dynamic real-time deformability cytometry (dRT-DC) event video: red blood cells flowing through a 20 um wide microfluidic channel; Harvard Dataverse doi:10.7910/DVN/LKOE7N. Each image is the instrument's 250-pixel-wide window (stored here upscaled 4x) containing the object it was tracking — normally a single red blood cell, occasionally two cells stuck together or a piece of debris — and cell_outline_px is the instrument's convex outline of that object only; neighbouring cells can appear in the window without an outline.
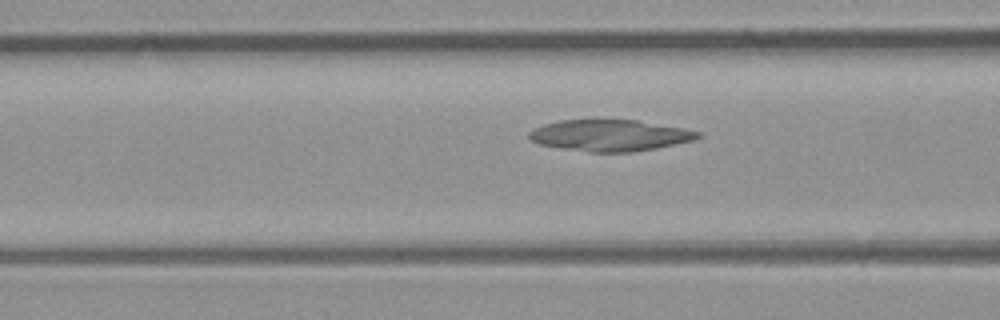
{"species": "common noctule bat (a hibernating species)", "species_latin": "Nyctalus noctula", "temperature_condition": "room temperature", "stored_images_in_passage": 49, "camera_frame_rate_fps": 3000, "um_per_image_px": 0.085, "animal": {"sex": "male", "body_mass_g": 23.1, "forearm_length_mm": 52.7}, "frame": {"image": 1, "passage_image": 20, "time_ms": 6.333, "image_size_px": [1000, 320], "cell_outline_px": [[700, 136], [692, 140], [656, 148], [632, 152], [588, 152], [560, 148], [540, 144], [532, 140], [528, 136], [528, 132], [532, 128], [544, 124], [560, 120], [636, 120], [684, 128], [700, 132]], "centroid_in_image_um": [51.8, 11.51], "position_along_channel_um": 114.8, "area_um2": 30.69}}
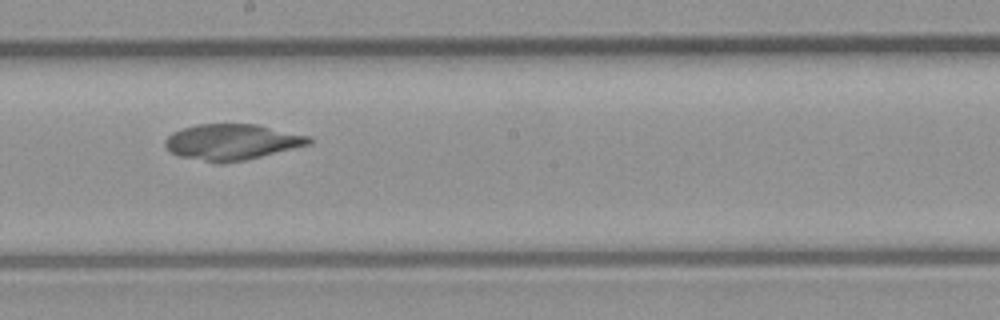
{"frame": {"image": 2, "passage_image": 28, "time_ms": 9.0, "image_size_px": [1000, 320], "cell_outline_px": [[312, 144], [244, 160], [220, 164], [216, 164], [180, 156], [172, 152], [164, 144], [164, 140], [172, 132], [196, 124], [256, 124], [308, 136], [312, 140]], "centroid_in_image_um": [19.69, 12.07], "position_along_channel_um": 228.5, "area_um2": 29.94}}
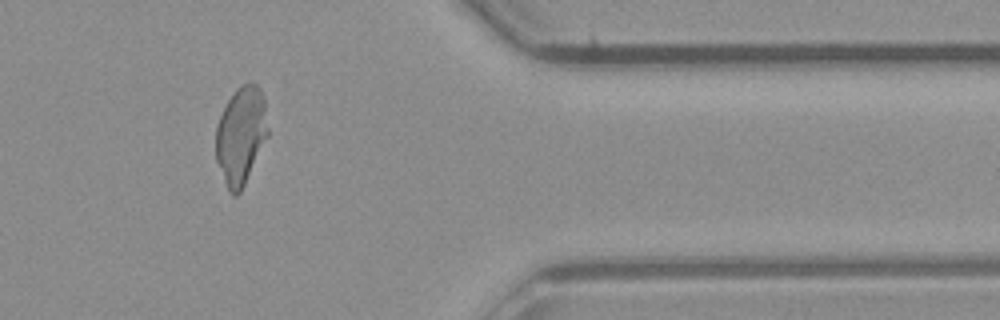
{"frame": {"image": 3, "passage_image": 41, "time_ms": 13.333, "image_size_px": [1000, 320], "cell_outline_px": [[268, 136], [240, 192], [236, 196], [232, 196], [228, 192], [216, 160], [216, 128], [220, 116], [228, 100], [236, 88], [240, 84], [256, 84], [260, 88], [264, 100], [268, 128]], "centroid_in_image_um": [20.47, 11.53], "position_along_channel_um": 390.9, "area_um2": 29.42}, "authors_computed_cell_mechanics": {"area_um2": 29.767, "velocity_mm_per_s": 4.2496, "shape_relaxation_time_tau1_ms": null, "shape_relaxation_time_tau2_ms": 2.2347, "deformation_change_tau1": null, "deformation_change_tau2": 0.0436}}